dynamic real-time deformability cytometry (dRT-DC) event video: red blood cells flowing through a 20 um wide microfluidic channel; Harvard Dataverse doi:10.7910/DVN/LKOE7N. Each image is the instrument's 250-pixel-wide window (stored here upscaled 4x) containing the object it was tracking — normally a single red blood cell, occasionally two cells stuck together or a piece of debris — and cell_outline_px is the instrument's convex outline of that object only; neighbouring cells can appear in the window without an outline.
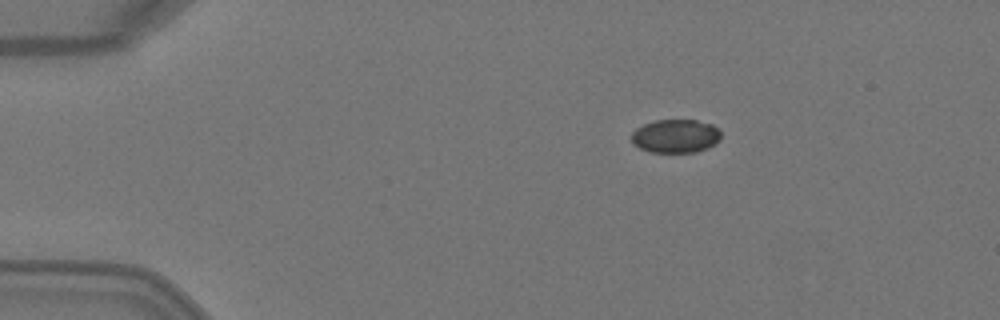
{"species": "Egyptian fruit bat (a non-hibernating species)", "species_latin": "Rousettus aegyptiacus", "temperature_condition": "warm", "stored_images_in_passage": 4, "camera_frame_rate_fps": 3000, "um_per_image_px": 0.085, "animal": {"sex": "female"}, "frame": {"image": 1, "passage_image": 1, "time_ms": 0.0, "image_size_px": [1000, 320], "cell_outline_px": [[720, 140], [716, 144], [708, 148], [696, 152], [652, 152], [640, 148], [632, 144], [632, 132], [636, 128], [644, 124], [656, 120], [696, 120], [712, 124], [720, 128]], "centroid_in_image_um": [57.45, 11.56], "position_along_channel_um": 27.5, "area_um2": 17.63}}
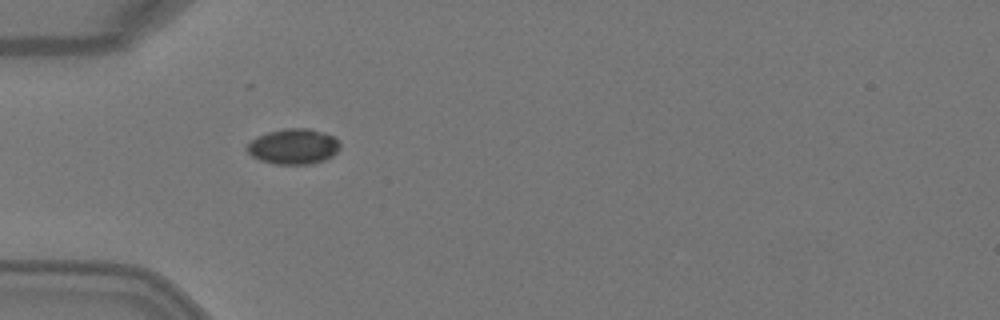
{"frame": {"image": 2, "passage_image": 3, "time_ms": 0.667, "image_size_px": [1000, 320], "cell_outline_px": [[340, 148], [332, 156], [324, 160], [312, 164], [276, 164], [260, 160], [252, 156], [248, 152], [248, 144], [256, 136], [268, 132], [284, 128], [308, 128], [324, 132], [340, 140]], "centroid_in_image_um": [24.97, 12.44], "position_along_channel_um": 60.0, "area_um2": 19.25}}